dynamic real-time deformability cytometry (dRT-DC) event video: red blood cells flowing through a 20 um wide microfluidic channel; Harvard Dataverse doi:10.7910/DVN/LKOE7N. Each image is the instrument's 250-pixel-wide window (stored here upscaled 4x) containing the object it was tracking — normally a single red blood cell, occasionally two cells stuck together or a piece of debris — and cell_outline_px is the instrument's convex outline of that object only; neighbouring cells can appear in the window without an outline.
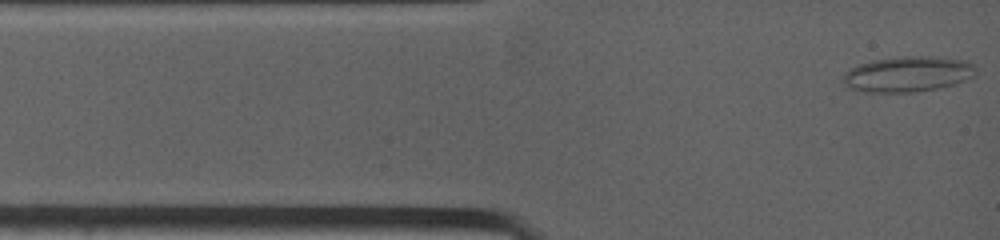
{"species": "common noctule bat (a hibernating species)", "species_latin": "Nyctalus noctula", "temperature_condition": "warm", "stored_images_in_passage": 47, "camera_frame_rate_fps": 4500, "um_per_image_px": 0.085, "animal": {"sex": "female", "body_mass_g": 19.0, "forearm_length_mm": 53.3}, "frame": {"image": 1, "passage_image": 1, "time_ms": 0.0, "image_size_px": [1000, 240], "cell_outline_px": [[976, 72], [972, 76], [956, 84], [916, 92], [864, 92], [848, 88], [844, 84], [844, 72], [860, 64], [876, 60], [900, 56], [932, 56], [968, 60], [976, 68]], "centroid_in_image_um": [77.18, 6.3], "position_along_channel_um": 7.8, "area_um2": 27.46}}
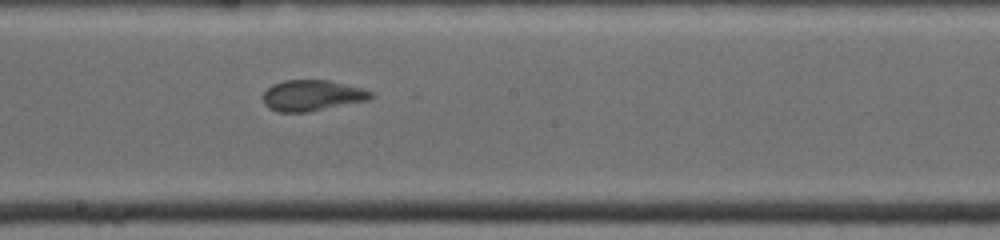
{"frame": {"image": 2, "passage_image": 23, "time_ms": 6.444, "image_size_px": [1000, 240], "cell_outline_px": [[376, 96], [368, 100], [308, 112], [276, 112], [268, 108], [264, 104], [260, 96], [272, 84], [284, 80], [328, 80], [364, 88], [372, 92]], "centroid_in_image_um": [26.51, 8.12], "position_along_channel_um": 221.7, "area_um2": 19.71}}
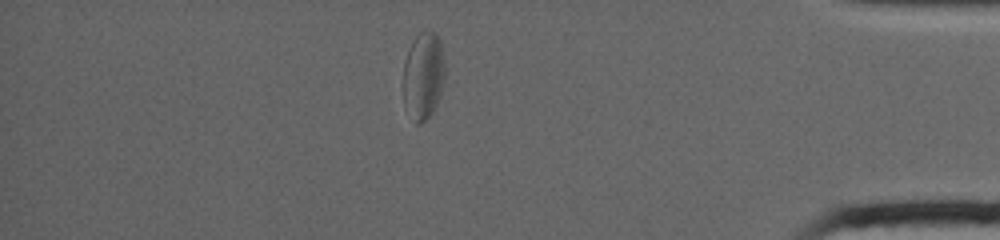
{"frame": {"image": 3, "passage_image": 41, "time_ms": 12.0, "image_size_px": [1000, 240], "cell_outline_px": [[444, 76], [440, 96], [432, 112], [420, 124], [416, 124], [404, 104], [404, 60], [416, 36], [420, 32], [436, 32], [440, 40], [444, 60]], "centroid_in_image_um": [35.99, 6.43], "position_along_channel_um": 399.2, "area_um2": 20.87}, "authors_computed_cell_mechanics": {"area_um2": 20.9236, "velocity_mm_per_s": 3.9498, "shape_relaxation_time_tau1_ms": 5.2556, "shape_relaxation_time_tau2_ms": 1.9269, "deformation_change_tau1": 0.1249, "deformation_change_tau2": 0.0828}}